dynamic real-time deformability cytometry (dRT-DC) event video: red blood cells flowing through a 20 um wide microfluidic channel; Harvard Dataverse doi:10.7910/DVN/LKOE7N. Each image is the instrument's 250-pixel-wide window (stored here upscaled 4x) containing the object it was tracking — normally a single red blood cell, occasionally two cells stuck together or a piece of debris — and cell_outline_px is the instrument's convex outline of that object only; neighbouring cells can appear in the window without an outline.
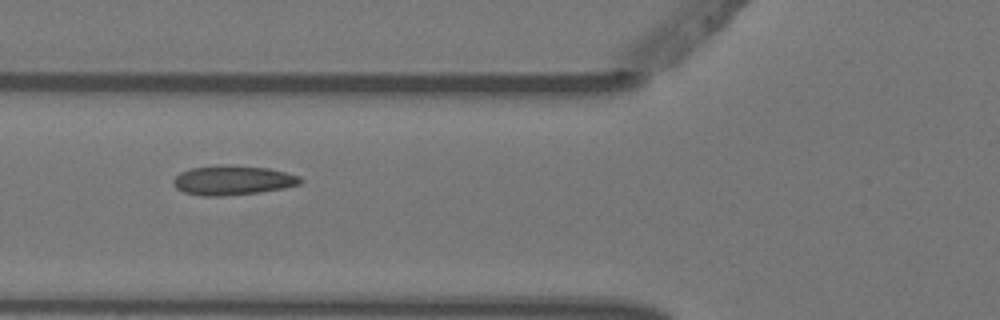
{"species": "Egyptian fruit bat (a non-hibernating species)", "species_latin": "Rousettus aegyptiacus", "temperature_condition": "warm", "stored_images_in_passage": 6, "camera_frame_rate_fps": 3000, "um_per_image_px": 0.085, "animal": {"sex": "female"}, "frame": {"image": 1, "passage_image": 6, "time_ms": 1.667, "image_size_px": [1000, 320], "cell_outline_px": [[304, 180], [300, 184], [284, 188], [260, 192], [220, 196], [204, 196], [184, 192], [176, 188], [172, 184], [172, 180], [180, 172], [192, 168], [268, 168], [300, 176]], "centroid_in_image_um": [19.8, 15.38], "position_along_channel_um": 106.0, "area_um2": 20.75}}